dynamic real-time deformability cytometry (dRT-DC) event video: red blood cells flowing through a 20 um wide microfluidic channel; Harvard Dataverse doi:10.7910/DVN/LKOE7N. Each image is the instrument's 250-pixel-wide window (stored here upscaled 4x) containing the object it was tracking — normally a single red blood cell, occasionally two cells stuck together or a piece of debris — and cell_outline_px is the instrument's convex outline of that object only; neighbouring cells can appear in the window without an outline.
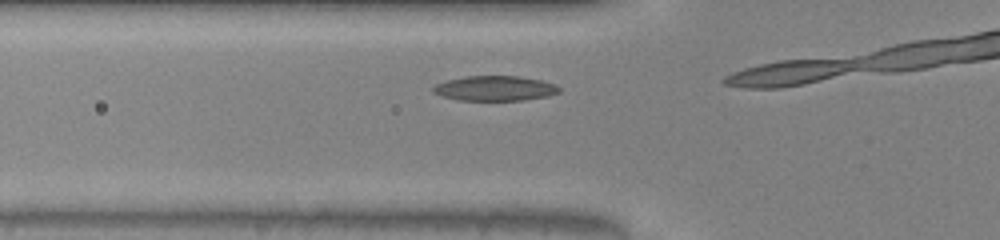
{"species": "common noctule bat (a hibernating species)", "species_latin": "Nyctalus noctula", "temperature_condition": "warm", "stored_images_in_passage": 5, "camera_frame_rate_fps": 3000, "um_per_image_px": 0.085, "animal": {"sex": "male", "body_mass_g": 20.0, "forearm_length_mm": 53.3}, "frame": {"image": 1, "passage_image": 3, "time_ms": 0.667, "image_size_px": [1000, 240], "cell_outline_px": [[560, 92], [548, 96], [524, 100], [456, 100], [432, 92], [432, 88], [436, 84], [448, 80], [464, 76], [516, 76], [540, 80], [556, 84], [560, 88]], "centroid_in_image_um": [42.08, 7.51], "position_along_channel_um": 83.7, "area_um2": 18.26}}